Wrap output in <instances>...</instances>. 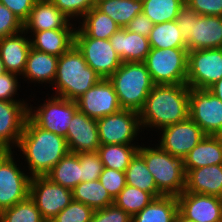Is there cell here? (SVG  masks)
Instances as JSON below:
<instances>
[{"label":"cell","instance_id":"5","mask_svg":"<svg viewBox=\"0 0 222 222\" xmlns=\"http://www.w3.org/2000/svg\"><path fill=\"white\" fill-rule=\"evenodd\" d=\"M122 109L140 112L155 85L144 62H123L108 78Z\"/></svg>","mask_w":222,"mask_h":222},{"label":"cell","instance_id":"42","mask_svg":"<svg viewBox=\"0 0 222 222\" xmlns=\"http://www.w3.org/2000/svg\"><path fill=\"white\" fill-rule=\"evenodd\" d=\"M99 180L113 199L127 185L125 171H118L106 167L103 168Z\"/></svg>","mask_w":222,"mask_h":222},{"label":"cell","instance_id":"50","mask_svg":"<svg viewBox=\"0 0 222 222\" xmlns=\"http://www.w3.org/2000/svg\"><path fill=\"white\" fill-rule=\"evenodd\" d=\"M175 222H194V221L187 219L180 212H178L175 218Z\"/></svg>","mask_w":222,"mask_h":222},{"label":"cell","instance_id":"16","mask_svg":"<svg viewBox=\"0 0 222 222\" xmlns=\"http://www.w3.org/2000/svg\"><path fill=\"white\" fill-rule=\"evenodd\" d=\"M76 103L79 111L95 120L122 110L112 83L105 78L81 95Z\"/></svg>","mask_w":222,"mask_h":222},{"label":"cell","instance_id":"26","mask_svg":"<svg viewBox=\"0 0 222 222\" xmlns=\"http://www.w3.org/2000/svg\"><path fill=\"white\" fill-rule=\"evenodd\" d=\"M222 164V144L215 135L203 139L183 158L184 169Z\"/></svg>","mask_w":222,"mask_h":222},{"label":"cell","instance_id":"34","mask_svg":"<svg viewBox=\"0 0 222 222\" xmlns=\"http://www.w3.org/2000/svg\"><path fill=\"white\" fill-rule=\"evenodd\" d=\"M125 175L127 185L149 192L155 198L163 196L158 190L154 177L148 170L144 159L138 153L126 168Z\"/></svg>","mask_w":222,"mask_h":222},{"label":"cell","instance_id":"14","mask_svg":"<svg viewBox=\"0 0 222 222\" xmlns=\"http://www.w3.org/2000/svg\"><path fill=\"white\" fill-rule=\"evenodd\" d=\"M158 145L169 154L183 159L206 135L190 117L159 130Z\"/></svg>","mask_w":222,"mask_h":222},{"label":"cell","instance_id":"31","mask_svg":"<svg viewBox=\"0 0 222 222\" xmlns=\"http://www.w3.org/2000/svg\"><path fill=\"white\" fill-rule=\"evenodd\" d=\"M73 200L93 210H99L114 203V199L102 186L100 180L80 182L72 189Z\"/></svg>","mask_w":222,"mask_h":222},{"label":"cell","instance_id":"45","mask_svg":"<svg viewBox=\"0 0 222 222\" xmlns=\"http://www.w3.org/2000/svg\"><path fill=\"white\" fill-rule=\"evenodd\" d=\"M185 4L199 15L222 17V0H185Z\"/></svg>","mask_w":222,"mask_h":222},{"label":"cell","instance_id":"8","mask_svg":"<svg viewBox=\"0 0 222 222\" xmlns=\"http://www.w3.org/2000/svg\"><path fill=\"white\" fill-rule=\"evenodd\" d=\"M51 95V96H49ZM48 97V98H47ZM45 100L40 99L33 106L29 101L28 117L39 127L44 130L55 133L56 135L66 137L68 126L74 115L78 110L76 101H71L63 97L45 93ZM43 101L40 102V101Z\"/></svg>","mask_w":222,"mask_h":222},{"label":"cell","instance_id":"24","mask_svg":"<svg viewBox=\"0 0 222 222\" xmlns=\"http://www.w3.org/2000/svg\"><path fill=\"white\" fill-rule=\"evenodd\" d=\"M123 62H144L150 52L148 37L119 28L109 39Z\"/></svg>","mask_w":222,"mask_h":222},{"label":"cell","instance_id":"4","mask_svg":"<svg viewBox=\"0 0 222 222\" xmlns=\"http://www.w3.org/2000/svg\"><path fill=\"white\" fill-rule=\"evenodd\" d=\"M150 144L142 142L138 154L144 159L158 190L163 195L179 196L186 185L183 159L165 152L156 142Z\"/></svg>","mask_w":222,"mask_h":222},{"label":"cell","instance_id":"20","mask_svg":"<svg viewBox=\"0 0 222 222\" xmlns=\"http://www.w3.org/2000/svg\"><path fill=\"white\" fill-rule=\"evenodd\" d=\"M77 24L64 15L50 0H37L23 23L25 32L51 29H76Z\"/></svg>","mask_w":222,"mask_h":222},{"label":"cell","instance_id":"33","mask_svg":"<svg viewBox=\"0 0 222 222\" xmlns=\"http://www.w3.org/2000/svg\"><path fill=\"white\" fill-rule=\"evenodd\" d=\"M148 40L151 48H187L186 41L176 20L154 24Z\"/></svg>","mask_w":222,"mask_h":222},{"label":"cell","instance_id":"19","mask_svg":"<svg viewBox=\"0 0 222 222\" xmlns=\"http://www.w3.org/2000/svg\"><path fill=\"white\" fill-rule=\"evenodd\" d=\"M65 139L69 152L98 151L101 144L97 120L77 110L70 121Z\"/></svg>","mask_w":222,"mask_h":222},{"label":"cell","instance_id":"44","mask_svg":"<svg viewBox=\"0 0 222 222\" xmlns=\"http://www.w3.org/2000/svg\"><path fill=\"white\" fill-rule=\"evenodd\" d=\"M91 222H132V217L114 203L94 210Z\"/></svg>","mask_w":222,"mask_h":222},{"label":"cell","instance_id":"6","mask_svg":"<svg viewBox=\"0 0 222 222\" xmlns=\"http://www.w3.org/2000/svg\"><path fill=\"white\" fill-rule=\"evenodd\" d=\"M186 41L187 50L222 48V17L199 15L186 4L176 18Z\"/></svg>","mask_w":222,"mask_h":222},{"label":"cell","instance_id":"15","mask_svg":"<svg viewBox=\"0 0 222 222\" xmlns=\"http://www.w3.org/2000/svg\"><path fill=\"white\" fill-rule=\"evenodd\" d=\"M189 117L206 135L222 129V101L208 89L190 88Z\"/></svg>","mask_w":222,"mask_h":222},{"label":"cell","instance_id":"52","mask_svg":"<svg viewBox=\"0 0 222 222\" xmlns=\"http://www.w3.org/2000/svg\"><path fill=\"white\" fill-rule=\"evenodd\" d=\"M6 70L4 68V65H3V62H2V59L0 58V75L5 73Z\"/></svg>","mask_w":222,"mask_h":222},{"label":"cell","instance_id":"1","mask_svg":"<svg viewBox=\"0 0 222 222\" xmlns=\"http://www.w3.org/2000/svg\"><path fill=\"white\" fill-rule=\"evenodd\" d=\"M189 93L187 84L154 85L139 112L143 133L146 130L155 135L162 128L186 120L189 117Z\"/></svg>","mask_w":222,"mask_h":222},{"label":"cell","instance_id":"47","mask_svg":"<svg viewBox=\"0 0 222 222\" xmlns=\"http://www.w3.org/2000/svg\"><path fill=\"white\" fill-rule=\"evenodd\" d=\"M154 23L143 13L136 15L129 24L125 27L133 33H137L149 37Z\"/></svg>","mask_w":222,"mask_h":222},{"label":"cell","instance_id":"36","mask_svg":"<svg viewBox=\"0 0 222 222\" xmlns=\"http://www.w3.org/2000/svg\"><path fill=\"white\" fill-rule=\"evenodd\" d=\"M153 199L155 197L151 193L126 185L114 198V204L133 217Z\"/></svg>","mask_w":222,"mask_h":222},{"label":"cell","instance_id":"39","mask_svg":"<svg viewBox=\"0 0 222 222\" xmlns=\"http://www.w3.org/2000/svg\"><path fill=\"white\" fill-rule=\"evenodd\" d=\"M77 154L81 165V182L98 180L104 168L98 152L89 151Z\"/></svg>","mask_w":222,"mask_h":222},{"label":"cell","instance_id":"11","mask_svg":"<svg viewBox=\"0 0 222 222\" xmlns=\"http://www.w3.org/2000/svg\"><path fill=\"white\" fill-rule=\"evenodd\" d=\"M16 156L12 151L0 164V211L29 196L31 176Z\"/></svg>","mask_w":222,"mask_h":222},{"label":"cell","instance_id":"22","mask_svg":"<svg viewBox=\"0 0 222 222\" xmlns=\"http://www.w3.org/2000/svg\"><path fill=\"white\" fill-rule=\"evenodd\" d=\"M30 49V37L24 30L0 39V58L5 70L22 76Z\"/></svg>","mask_w":222,"mask_h":222},{"label":"cell","instance_id":"32","mask_svg":"<svg viewBox=\"0 0 222 222\" xmlns=\"http://www.w3.org/2000/svg\"><path fill=\"white\" fill-rule=\"evenodd\" d=\"M141 144H107L98 148L103 166L109 169L125 171L138 153Z\"/></svg>","mask_w":222,"mask_h":222},{"label":"cell","instance_id":"49","mask_svg":"<svg viewBox=\"0 0 222 222\" xmlns=\"http://www.w3.org/2000/svg\"><path fill=\"white\" fill-rule=\"evenodd\" d=\"M12 151L9 146L0 145V164Z\"/></svg>","mask_w":222,"mask_h":222},{"label":"cell","instance_id":"28","mask_svg":"<svg viewBox=\"0 0 222 222\" xmlns=\"http://www.w3.org/2000/svg\"><path fill=\"white\" fill-rule=\"evenodd\" d=\"M46 176L54 183L72 190L81 182V165L78 154L68 152Z\"/></svg>","mask_w":222,"mask_h":222},{"label":"cell","instance_id":"43","mask_svg":"<svg viewBox=\"0 0 222 222\" xmlns=\"http://www.w3.org/2000/svg\"><path fill=\"white\" fill-rule=\"evenodd\" d=\"M23 30V23L0 2V39Z\"/></svg>","mask_w":222,"mask_h":222},{"label":"cell","instance_id":"23","mask_svg":"<svg viewBox=\"0 0 222 222\" xmlns=\"http://www.w3.org/2000/svg\"><path fill=\"white\" fill-rule=\"evenodd\" d=\"M186 185L183 192L222 198V164L185 169Z\"/></svg>","mask_w":222,"mask_h":222},{"label":"cell","instance_id":"46","mask_svg":"<svg viewBox=\"0 0 222 222\" xmlns=\"http://www.w3.org/2000/svg\"><path fill=\"white\" fill-rule=\"evenodd\" d=\"M37 0H0L14 15L24 23Z\"/></svg>","mask_w":222,"mask_h":222},{"label":"cell","instance_id":"35","mask_svg":"<svg viewBox=\"0 0 222 222\" xmlns=\"http://www.w3.org/2000/svg\"><path fill=\"white\" fill-rule=\"evenodd\" d=\"M184 4V0H144L142 13L154 24L170 22L176 20Z\"/></svg>","mask_w":222,"mask_h":222},{"label":"cell","instance_id":"38","mask_svg":"<svg viewBox=\"0 0 222 222\" xmlns=\"http://www.w3.org/2000/svg\"><path fill=\"white\" fill-rule=\"evenodd\" d=\"M20 82H19V81ZM22 89L21 86V76L12 72H5L0 75V101H33L29 97H37L35 94L33 96L29 95L28 98L19 97V92ZM17 96V97H16ZM19 98V99H18ZM28 99V100H27Z\"/></svg>","mask_w":222,"mask_h":222},{"label":"cell","instance_id":"37","mask_svg":"<svg viewBox=\"0 0 222 222\" xmlns=\"http://www.w3.org/2000/svg\"><path fill=\"white\" fill-rule=\"evenodd\" d=\"M0 222H46L34 201L28 196L14 206L0 211Z\"/></svg>","mask_w":222,"mask_h":222},{"label":"cell","instance_id":"9","mask_svg":"<svg viewBox=\"0 0 222 222\" xmlns=\"http://www.w3.org/2000/svg\"><path fill=\"white\" fill-rule=\"evenodd\" d=\"M98 134L101 145L107 144H142L139 138L143 134L139 113L122 109L97 120Z\"/></svg>","mask_w":222,"mask_h":222},{"label":"cell","instance_id":"10","mask_svg":"<svg viewBox=\"0 0 222 222\" xmlns=\"http://www.w3.org/2000/svg\"><path fill=\"white\" fill-rule=\"evenodd\" d=\"M74 44L88 66L102 78L108 79L123 63L109 39L91 38L79 26L75 29Z\"/></svg>","mask_w":222,"mask_h":222},{"label":"cell","instance_id":"27","mask_svg":"<svg viewBox=\"0 0 222 222\" xmlns=\"http://www.w3.org/2000/svg\"><path fill=\"white\" fill-rule=\"evenodd\" d=\"M179 205L177 196L163 195L153 199L132 217V222H175Z\"/></svg>","mask_w":222,"mask_h":222},{"label":"cell","instance_id":"51","mask_svg":"<svg viewBox=\"0 0 222 222\" xmlns=\"http://www.w3.org/2000/svg\"><path fill=\"white\" fill-rule=\"evenodd\" d=\"M215 136L218 138V140L220 141V143L222 144V129L219 130Z\"/></svg>","mask_w":222,"mask_h":222},{"label":"cell","instance_id":"25","mask_svg":"<svg viewBox=\"0 0 222 222\" xmlns=\"http://www.w3.org/2000/svg\"><path fill=\"white\" fill-rule=\"evenodd\" d=\"M31 48L60 57L74 44L75 29H51L40 32H26Z\"/></svg>","mask_w":222,"mask_h":222},{"label":"cell","instance_id":"18","mask_svg":"<svg viewBox=\"0 0 222 222\" xmlns=\"http://www.w3.org/2000/svg\"><path fill=\"white\" fill-rule=\"evenodd\" d=\"M28 101H0V145L16 149L28 119Z\"/></svg>","mask_w":222,"mask_h":222},{"label":"cell","instance_id":"12","mask_svg":"<svg viewBox=\"0 0 222 222\" xmlns=\"http://www.w3.org/2000/svg\"><path fill=\"white\" fill-rule=\"evenodd\" d=\"M29 196L46 222H51L73 200L71 189L54 183L47 176L31 177Z\"/></svg>","mask_w":222,"mask_h":222},{"label":"cell","instance_id":"29","mask_svg":"<svg viewBox=\"0 0 222 222\" xmlns=\"http://www.w3.org/2000/svg\"><path fill=\"white\" fill-rule=\"evenodd\" d=\"M77 24L89 37L96 39H110L120 28L114 20L95 6Z\"/></svg>","mask_w":222,"mask_h":222},{"label":"cell","instance_id":"21","mask_svg":"<svg viewBox=\"0 0 222 222\" xmlns=\"http://www.w3.org/2000/svg\"><path fill=\"white\" fill-rule=\"evenodd\" d=\"M58 60L59 57L57 56L31 48L21 80L25 81V83L27 82L28 87H31L29 86L30 83V85L34 84L33 88L34 86L37 87L36 84L39 87L42 84V88L45 86V89L48 85V87H51L56 76Z\"/></svg>","mask_w":222,"mask_h":222},{"label":"cell","instance_id":"7","mask_svg":"<svg viewBox=\"0 0 222 222\" xmlns=\"http://www.w3.org/2000/svg\"><path fill=\"white\" fill-rule=\"evenodd\" d=\"M144 63L155 85L186 84L187 48H151Z\"/></svg>","mask_w":222,"mask_h":222},{"label":"cell","instance_id":"30","mask_svg":"<svg viewBox=\"0 0 222 222\" xmlns=\"http://www.w3.org/2000/svg\"><path fill=\"white\" fill-rule=\"evenodd\" d=\"M95 7L107 14L121 28H125L136 15L142 13L143 1L100 0Z\"/></svg>","mask_w":222,"mask_h":222},{"label":"cell","instance_id":"17","mask_svg":"<svg viewBox=\"0 0 222 222\" xmlns=\"http://www.w3.org/2000/svg\"><path fill=\"white\" fill-rule=\"evenodd\" d=\"M179 212L194 222H222V198L182 192L177 196Z\"/></svg>","mask_w":222,"mask_h":222},{"label":"cell","instance_id":"48","mask_svg":"<svg viewBox=\"0 0 222 222\" xmlns=\"http://www.w3.org/2000/svg\"><path fill=\"white\" fill-rule=\"evenodd\" d=\"M208 90L222 101V78L210 86Z\"/></svg>","mask_w":222,"mask_h":222},{"label":"cell","instance_id":"3","mask_svg":"<svg viewBox=\"0 0 222 222\" xmlns=\"http://www.w3.org/2000/svg\"><path fill=\"white\" fill-rule=\"evenodd\" d=\"M101 79L73 44L59 57L56 76L51 86L52 95L76 101Z\"/></svg>","mask_w":222,"mask_h":222},{"label":"cell","instance_id":"13","mask_svg":"<svg viewBox=\"0 0 222 222\" xmlns=\"http://www.w3.org/2000/svg\"><path fill=\"white\" fill-rule=\"evenodd\" d=\"M222 78V48L188 51L186 84L208 89Z\"/></svg>","mask_w":222,"mask_h":222},{"label":"cell","instance_id":"2","mask_svg":"<svg viewBox=\"0 0 222 222\" xmlns=\"http://www.w3.org/2000/svg\"><path fill=\"white\" fill-rule=\"evenodd\" d=\"M13 151L18 158H22L21 163H24V168L31 177L46 176L69 152L64 137L42 129L29 117L18 145Z\"/></svg>","mask_w":222,"mask_h":222},{"label":"cell","instance_id":"40","mask_svg":"<svg viewBox=\"0 0 222 222\" xmlns=\"http://www.w3.org/2000/svg\"><path fill=\"white\" fill-rule=\"evenodd\" d=\"M93 213L94 210L89 206L72 200L51 222H91Z\"/></svg>","mask_w":222,"mask_h":222},{"label":"cell","instance_id":"41","mask_svg":"<svg viewBox=\"0 0 222 222\" xmlns=\"http://www.w3.org/2000/svg\"><path fill=\"white\" fill-rule=\"evenodd\" d=\"M59 10L76 24L96 5L94 0H50Z\"/></svg>","mask_w":222,"mask_h":222}]
</instances>
